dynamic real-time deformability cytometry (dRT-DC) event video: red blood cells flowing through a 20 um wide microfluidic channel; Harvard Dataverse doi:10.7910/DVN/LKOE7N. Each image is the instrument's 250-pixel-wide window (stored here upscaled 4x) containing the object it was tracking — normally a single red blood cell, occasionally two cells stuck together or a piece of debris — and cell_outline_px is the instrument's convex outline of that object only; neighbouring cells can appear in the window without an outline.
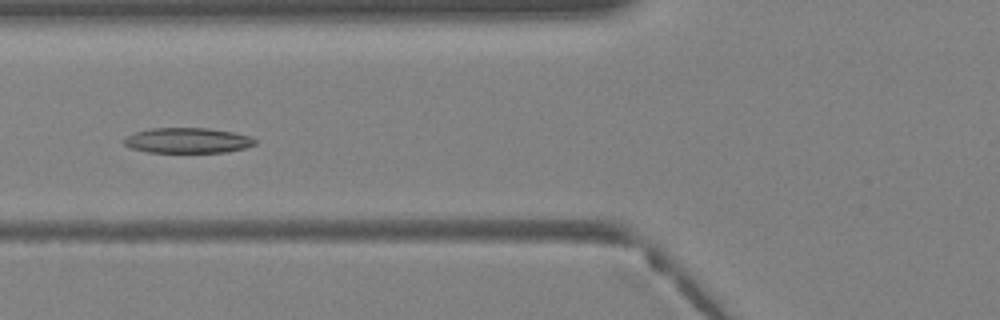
{"species": "Egyptian fruit bat (a non-hibernating species)", "species_latin": "Rousettus aegyptiacus", "temperature_condition": "warm", "stored_images_in_passage": 29, "camera_frame_rate_fps": 3000, "um_per_image_px": 0.085, "animal": {"sex": "female"}, "frame": {"image": 1, "passage_image": 5, "time_ms": 1.333, "image_size_px": [1000, 320], "cell_outline_px": [[256, 144], [244, 148], [228, 152], [148, 152], [132, 148], [124, 144], [124, 136], [136, 132], [152, 128], [208, 128], [232, 132], [252, 136], [256, 140]], "centroid_in_image_um": [15.96, 11.93], "position_along_channel_um": 109.8, "area_um2": 19.31}}
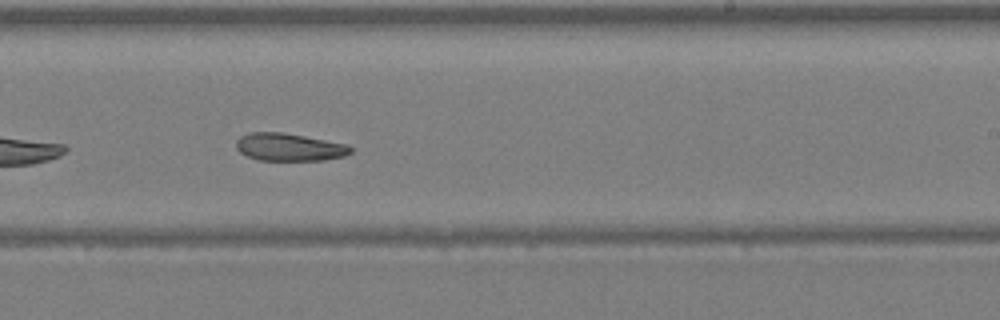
{"frame": {"image": 2, "passage_image": 14, "time_ms": 4.333, "image_size_px": [1000, 320], "cell_outline_px": [[352, 152], [344, 156], [324, 160], [260, 160], [248, 156], [240, 152], [236, 148], [236, 140], [240, 136], [248, 132], [280, 132], [304, 136], [348, 144], [352, 148]], "centroid_in_image_um": [24.58, 12.5], "position_along_channel_um": 264.4, "area_um2": 18.44}}
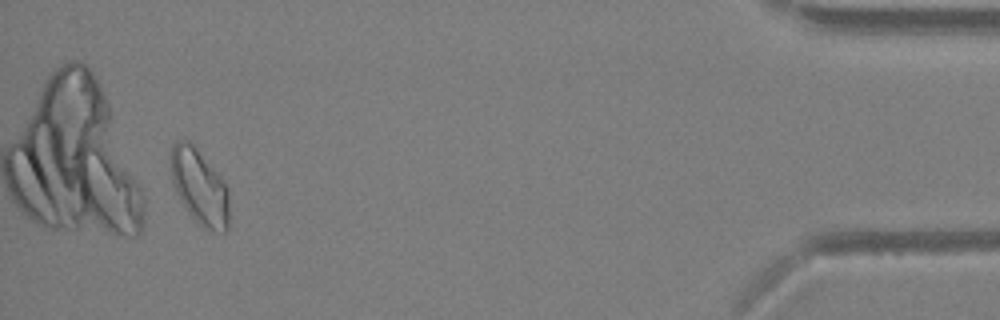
{"frame": {"image": 3, "passage_image": 27, "time_ms": 8.667, "image_size_px": [1000, 320], "cell_outline_px": [[228, 232], [224, 232], [204, 228], [188, 212], [180, 200], [176, 192], [172, 180], [172, 144], [176, 140], [188, 140], [192, 144], [224, 180], [228, 188]], "centroid_in_image_um": [16.98, 15.9], "position_along_channel_um": 418.2, "area_um2": 25.2}}